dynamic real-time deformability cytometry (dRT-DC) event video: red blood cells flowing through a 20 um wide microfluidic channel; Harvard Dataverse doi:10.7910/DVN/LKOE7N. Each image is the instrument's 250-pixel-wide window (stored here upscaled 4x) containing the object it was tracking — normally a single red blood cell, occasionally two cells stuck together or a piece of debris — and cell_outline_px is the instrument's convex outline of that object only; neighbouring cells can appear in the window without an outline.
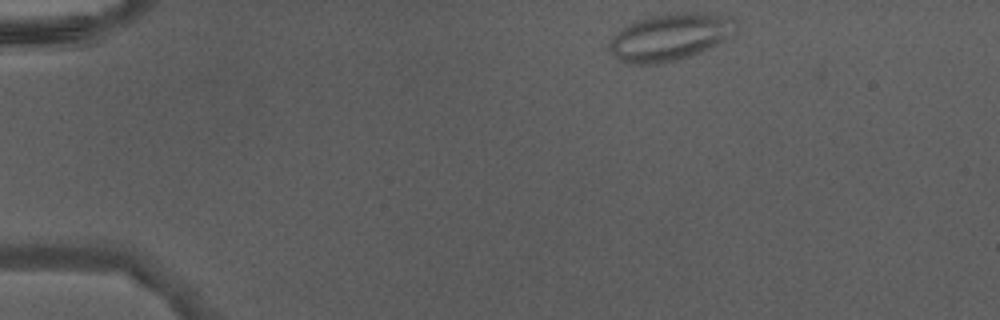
{"species": "Egyptian fruit bat (a non-hibernating species)", "species_latin": "Rousettus aegyptiacus", "temperature_condition": "warm", "stored_images_in_passage": 40, "camera_frame_rate_fps": 3000, "um_per_image_px": 0.085, "animal": {"sex": "male"}, "frame": {"image": 1, "passage_image": 1, "time_ms": 0.0, "image_size_px": [1000, 320], "cell_outline_px": [[736, 36], [700, 52], [676, 60], [656, 64], [628, 64], [620, 60], [608, 48], [608, 44], [620, 28], [628, 24], [652, 16], [676, 12], [700, 12], [732, 16], [736, 20]], "centroid_in_image_um": [57.02, 3.13], "position_along_channel_um": 28.0, "area_um2": 34.97}}
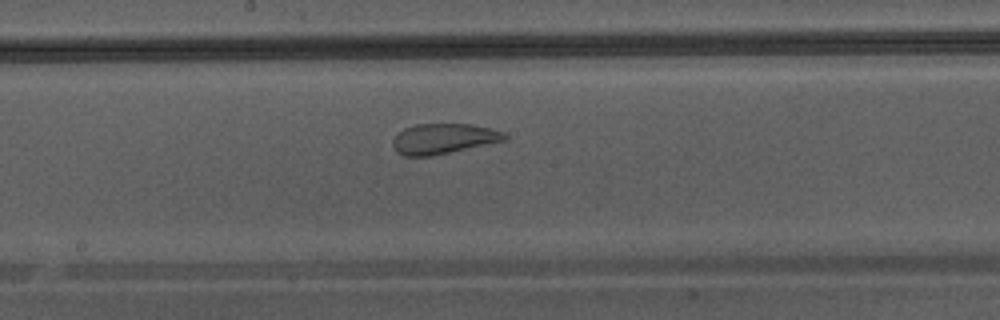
{"frame": {"image": 2, "passage_image": 19, "time_ms": 6.0, "image_size_px": [1000, 320], "cell_outline_px": [[508, 140], [432, 156], [404, 156], [396, 152], [392, 144], [392, 140], [404, 128], [416, 124], [472, 124], [492, 128], [504, 132], [508, 136]], "centroid_in_image_um": [37.73, 11.79], "position_along_channel_um": 210.5, "area_um2": 19.94}}
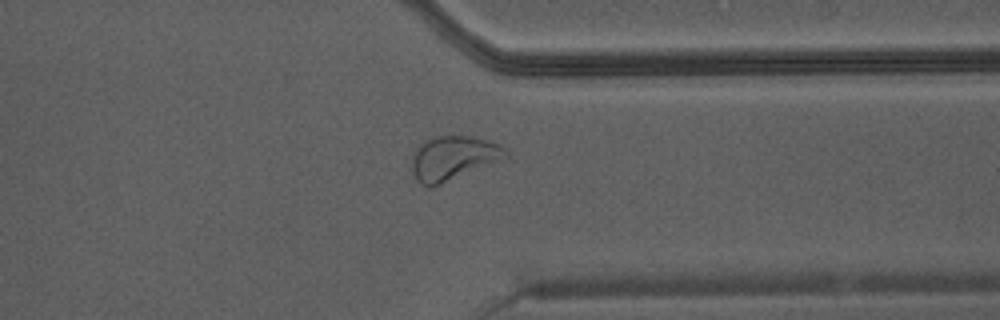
{"frame": {"image": 3, "passage_image": 30, "time_ms": 9.667, "image_size_px": [1000, 320], "cell_outline_px": [[508, 156], [432, 188], [420, 184], [416, 180], [412, 172], [412, 152], [424, 140], [436, 136], [476, 136], [492, 140], [508, 148]], "centroid_in_image_um": [38.5, 13.41], "position_along_channel_um": 372.9, "area_um2": 24.39}}